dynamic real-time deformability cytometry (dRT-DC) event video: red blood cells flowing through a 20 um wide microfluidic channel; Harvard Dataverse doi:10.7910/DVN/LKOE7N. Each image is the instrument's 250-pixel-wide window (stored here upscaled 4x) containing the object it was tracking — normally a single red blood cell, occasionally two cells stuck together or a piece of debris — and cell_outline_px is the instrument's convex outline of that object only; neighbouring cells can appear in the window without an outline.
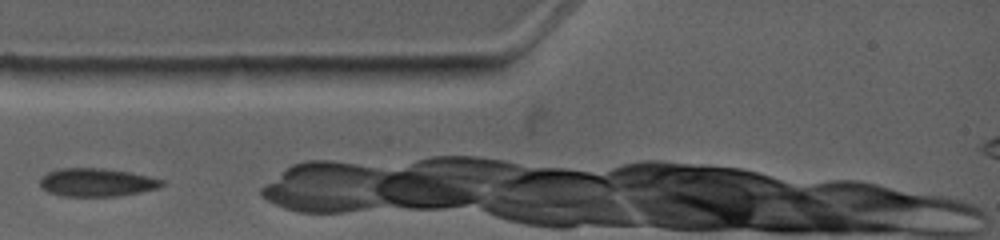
{"species": "common noctule bat (a hibernating species)", "species_latin": "Nyctalus noctula", "temperature_condition": "warm", "stored_images_in_passage": 4, "camera_frame_rate_fps": 4500, "um_per_image_px": 0.085, "animal": {"sex": "female", "body_mass_g": 19.0, "forearm_length_mm": 53.3}, "frame": {"image": 1, "passage_image": 1, "time_ms": 0.0, "image_size_px": [1000, 240], "cell_outline_px": [[164, 184], [160, 188], [140, 192], [116, 196], [64, 196], [48, 192], [40, 188], [40, 176], [56, 168], [104, 168], [128, 172], [148, 176], [164, 180]], "centroid_in_image_um": [8.19, 15.5], "position_along_channel_um": 76.8, "area_um2": 20.17}}
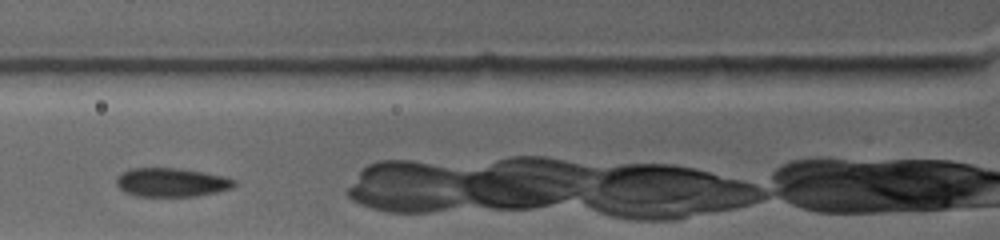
{"frame": {"image": 2, "passage_image": 2, "time_ms": 0.889, "image_size_px": [1000, 240], "cell_outline_px": [[236, 184], [232, 188], [216, 192], [196, 196], [136, 196], [124, 192], [116, 184], [116, 176], [120, 172], [128, 168], [180, 168], [204, 172], [224, 176], [236, 180]], "centroid_in_image_um": [14.55, 15.49], "position_along_channel_um": 111.3, "area_um2": 20.0}}